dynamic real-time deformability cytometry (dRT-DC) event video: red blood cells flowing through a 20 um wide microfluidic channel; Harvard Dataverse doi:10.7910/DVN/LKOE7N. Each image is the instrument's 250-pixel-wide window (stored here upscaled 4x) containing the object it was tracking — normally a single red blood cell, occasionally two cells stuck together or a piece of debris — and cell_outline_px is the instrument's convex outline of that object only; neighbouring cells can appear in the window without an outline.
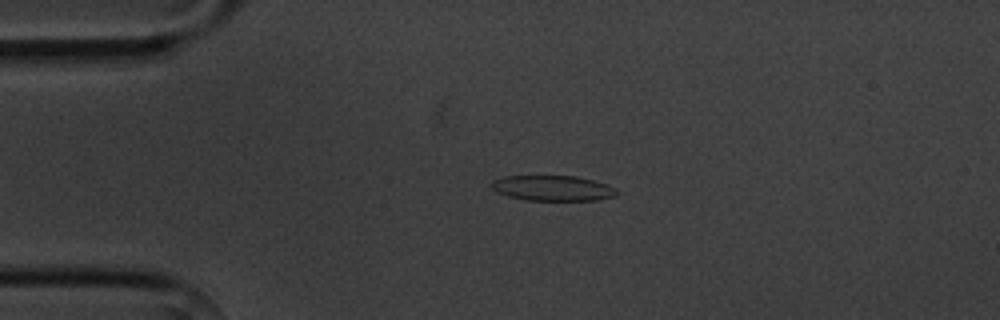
{"species": "common noctule bat (a hibernating species)", "species_latin": "Nyctalus noctula", "temperature_condition": "cold", "stored_images_in_passage": 5, "camera_frame_rate_fps": 3000, "um_per_image_px": 0.085, "animal": {"sex": "male", "body_mass_g": 20.1, "forearm_length_mm": 53.5}, "frame": {"image": 1, "passage_image": 3, "time_ms": 2.333, "image_size_px": [1000, 320], "cell_outline_px": [[620, 192], [616, 196], [600, 200], [528, 200], [508, 196], [496, 192], [488, 184], [492, 180], [504, 176], [576, 176], [608, 184], [616, 188]], "centroid_in_image_um": [47.0, 15.99], "position_along_channel_um": 38.0, "area_um2": 18.73}}